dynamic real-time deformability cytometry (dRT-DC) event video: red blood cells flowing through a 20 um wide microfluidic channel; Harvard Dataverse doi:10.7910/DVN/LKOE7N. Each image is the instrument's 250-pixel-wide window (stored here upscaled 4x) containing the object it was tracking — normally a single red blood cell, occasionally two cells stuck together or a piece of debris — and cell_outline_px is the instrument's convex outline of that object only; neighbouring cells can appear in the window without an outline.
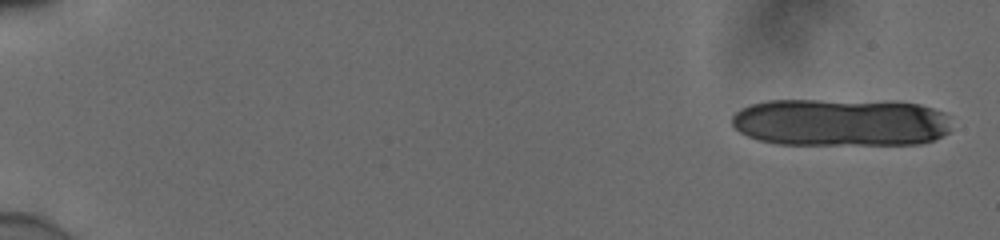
{"species": "human", "species_latin": "Homo sapiens", "temperature_condition": "cold", "stored_images_in_passage": 16, "camera_frame_rate_fps": 3000, "um_per_image_px": 0.085, "donor": {"sex": "male"}, "frame": {"image": 1, "passage_image": 1, "time_ms": 0.0, "image_size_px": [1000, 240], "cell_outline_px": [[948, 132], [932, 140], [920, 144], [776, 144], [760, 140], [748, 136], [740, 132], [732, 124], [732, 116], [740, 108], [752, 104], [768, 100], [896, 100], [920, 104], [944, 112], [948, 128]], "centroid_in_image_um": [71.44, 10.38], "position_along_channel_um": 13.6, "area_um2": 61.56}}